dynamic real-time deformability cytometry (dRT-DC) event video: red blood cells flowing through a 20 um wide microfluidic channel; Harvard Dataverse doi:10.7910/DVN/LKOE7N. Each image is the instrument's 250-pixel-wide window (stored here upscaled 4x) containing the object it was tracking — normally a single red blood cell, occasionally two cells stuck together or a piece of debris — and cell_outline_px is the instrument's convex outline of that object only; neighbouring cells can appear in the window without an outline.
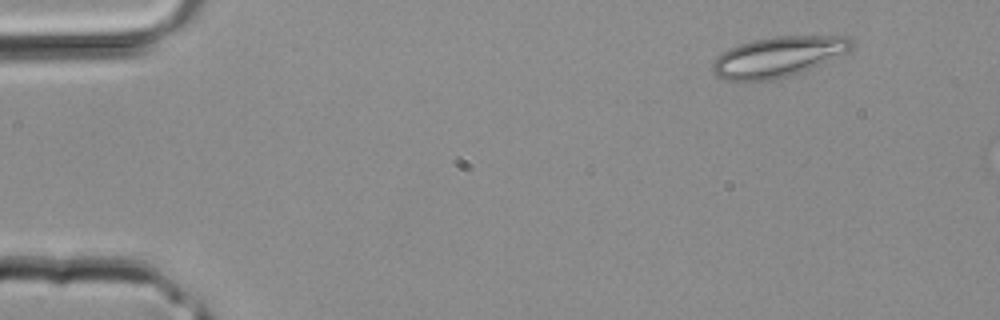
{"species": "common noctule bat (a hibernating species)", "species_latin": "Nyctalus noctula", "temperature_condition": "room temperature", "stored_images_in_passage": 3, "camera_frame_rate_fps": 3000, "um_per_image_px": 0.085, "animal": {"sex": "male", "body_mass_g": 20.4}, "frame": {"image": 1, "passage_image": 1, "time_ms": 0.0, "image_size_px": [1000, 320], "cell_outline_px": [[852, 44], [848, 52], [792, 76], [780, 80], [744, 84], [724, 80], [716, 76], [712, 72], [712, 60], [716, 56], [740, 44], [756, 40], [776, 36], [848, 36], [852, 40]], "centroid_in_image_um": [66.07, 4.89], "position_along_channel_um": 18.9, "area_um2": 33.35}}